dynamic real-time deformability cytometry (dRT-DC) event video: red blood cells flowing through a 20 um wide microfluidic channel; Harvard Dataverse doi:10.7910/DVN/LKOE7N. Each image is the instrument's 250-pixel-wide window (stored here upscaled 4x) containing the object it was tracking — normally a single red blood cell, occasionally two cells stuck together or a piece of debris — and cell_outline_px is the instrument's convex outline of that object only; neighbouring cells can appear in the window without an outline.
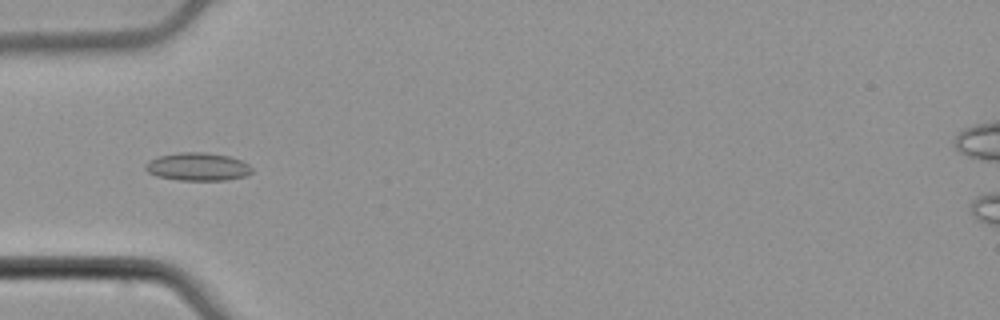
{"species": "common noctule bat (a hibernating species)", "species_latin": "Nyctalus noctula", "temperature_condition": "cold", "stored_images_in_passage": 53, "camera_frame_rate_fps": 3000, "um_per_image_px": 0.085, "animal": {"sex": "male", "body_mass_g": 21.5, "forearm_length_mm": 52.0}, "frame": {"image": 1, "passage_image": 17, "time_ms": 5.333, "image_size_px": [1000, 320], "cell_outline_px": [[252, 172], [244, 176], [224, 180], [180, 180], [156, 176], [148, 172], [144, 168], [144, 164], [160, 156], [176, 152], [204, 152], [232, 156], [248, 164], [252, 168]], "centroid_in_image_um": [16.8, 14.16], "position_along_channel_um": 68.2, "area_um2": 17.34}}
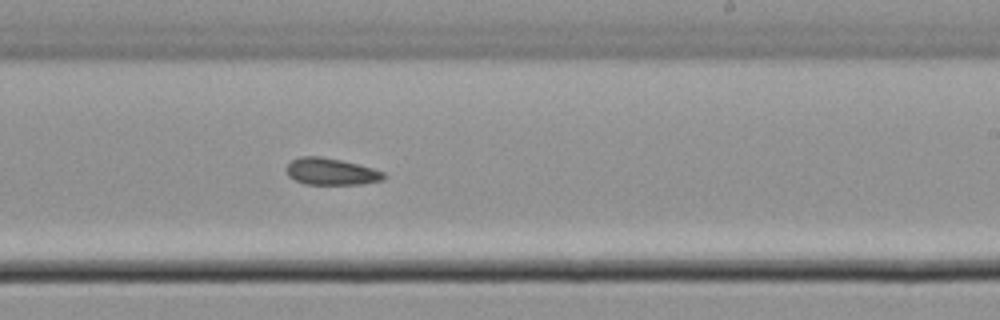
{"frame": {"image": 2, "passage_image": 32, "time_ms": 10.333, "image_size_px": [1000, 320], "cell_outline_px": [[388, 176], [384, 180], [360, 184], [304, 184], [288, 176], [288, 164], [292, 160], [300, 156], [320, 156], [340, 160], [372, 168], [384, 172]], "centroid_in_image_um": [28.18, 14.59], "position_along_channel_um": 260.8, "area_um2": 15.09}}
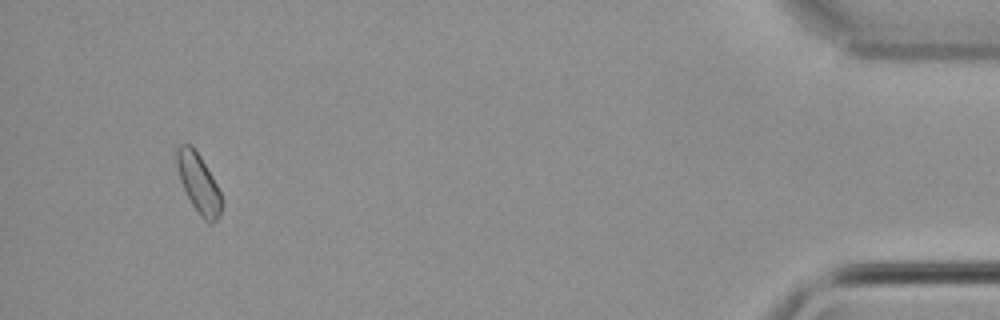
{"frame": {"image": 3, "passage_image": 50, "time_ms": 16.333, "image_size_px": [1000, 320], "cell_outline_px": [[224, 204], [220, 216], [212, 224], [208, 224], [200, 216], [192, 204], [180, 180], [176, 164], [176, 148], [180, 144], [192, 144], [200, 156], [212, 176], [224, 200]], "centroid_in_image_um": [16.91, 15.6], "position_along_channel_um": 418.3, "area_um2": 15.66}, "authors_computed_cell_mechanics": {"area_um2": 15.6638, "velocity_mm_per_s": 3.8792, "shape_relaxation_time_tau1_ms": 4.0185, "shape_relaxation_time_tau2_ms": 6.8177, "deformation_change_tau1": 0.0406, "deformation_change_tau2": 0.1358}}